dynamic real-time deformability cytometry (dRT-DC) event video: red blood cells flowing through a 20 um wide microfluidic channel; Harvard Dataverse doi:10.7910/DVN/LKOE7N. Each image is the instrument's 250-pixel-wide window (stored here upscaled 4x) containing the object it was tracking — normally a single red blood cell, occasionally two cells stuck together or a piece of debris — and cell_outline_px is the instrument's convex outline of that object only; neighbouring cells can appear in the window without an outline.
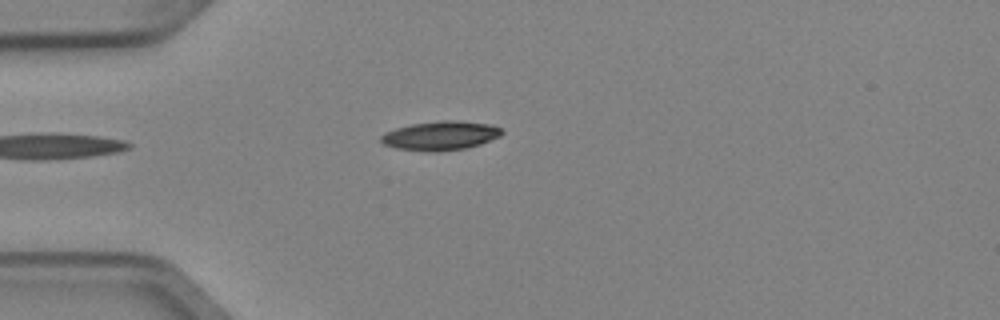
{"species": "Egyptian fruit bat (a non-hibernating species)", "species_latin": "Rousettus aegyptiacus", "temperature_condition": "cold", "stored_images_in_passage": 1, "camera_frame_rate_fps": 3000, "um_per_image_px": 0.085, "animal": {"sex": "female"}, "frame": {"image": 1, "passage_image": 1, "time_ms": 0.0, "image_size_px": [1000, 320], "cell_outline_px": [[504, 132], [500, 136], [480, 144], [464, 148], [432, 152], [396, 148], [384, 144], [380, 140], [380, 136], [384, 132], [396, 128], [412, 124], [440, 120], [460, 120], [488, 124], [500, 128]], "centroid_in_image_um": [37.42, 11.52], "position_along_channel_um": 47.6, "area_um2": 20.35}}